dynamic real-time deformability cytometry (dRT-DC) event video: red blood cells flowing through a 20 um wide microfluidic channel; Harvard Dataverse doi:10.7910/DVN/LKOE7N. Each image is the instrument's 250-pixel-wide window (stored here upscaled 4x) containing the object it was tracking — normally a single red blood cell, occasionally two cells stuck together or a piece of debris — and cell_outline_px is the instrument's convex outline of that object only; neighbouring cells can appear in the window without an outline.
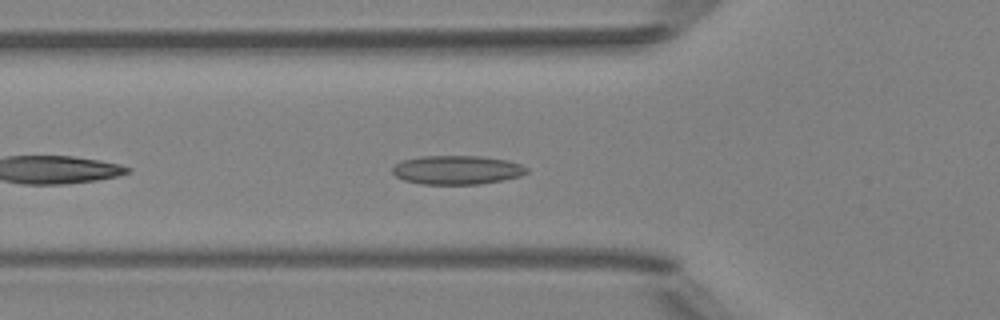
{"species": "Egyptian fruit bat (a non-hibernating species)", "species_latin": "Rousettus aegyptiacus", "temperature_condition": "room temperature", "stored_images_in_passage": 38, "camera_frame_rate_fps": 3000, "um_per_image_px": 0.085, "animal": {"sex": "female"}, "frame": {"image": 1, "passage_image": 5, "time_ms": 1.333, "image_size_px": [1000, 320], "cell_outline_px": [[528, 172], [520, 176], [480, 184], [420, 184], [404, 180], [396, 176], [392, 172], [392, 168], [396, 164], [404, 160], [420, 156], [484, 156], [508, 160], [520, 164], [528, 168]], "centroid_in_image_um": [38.85, 14.44], "position_along_channel_um": 87.0, "area_um2": 22.6}}
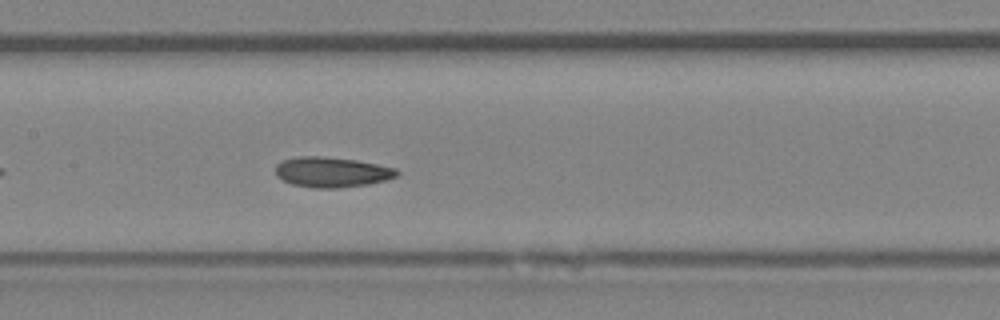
{"frame": {"image": 2, "passage_image": 12, "time_ms": 3.667, "image_size_px": [1000, 320], "cell_outline_px": [[400, 176], [368, 184], [336, 188], [312, 188], [292, 184], [276, 176], [276, 164], [284, 160], [296, 156], [320, 156], [356, 160], [396, 168], [400, 172]], "centroid_in_image_um": [28.21, 14.63], "position_along_channel_um": 179.2, "area_um2": 21.39}}
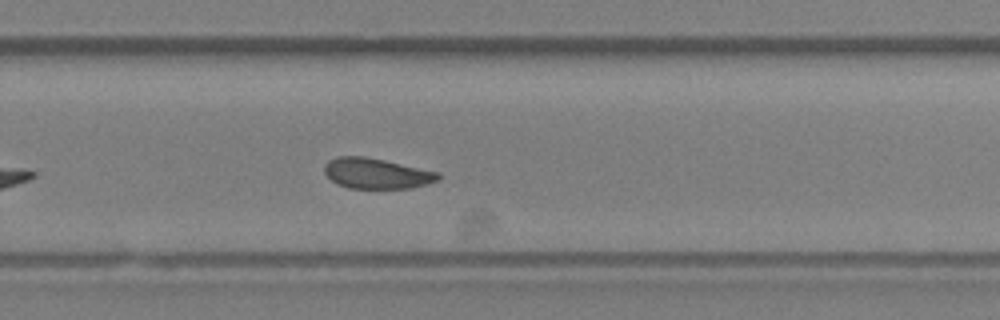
{"frame": {"image": 3, "passage_image": 21, "time_ms": 6.667, "image_size_px": [1000, 320], "cell_outline_px": [[440, 180], [428, 184], [412, 188], [348, 188], [336, 184], [324, 172], [324, 164], [328, 160], [336, 156], [364, 156], [384, 160], [440, 172]], "centroid_in_image_um": [32.01, 14.74], "position_along_channel_um": 297.8, "area_um2": 20.4}, "authors_computed_cell_mechanics": {"area_um2": 21.2126, "velocity_mm_per_s": 3.96, "shape_relaxation_time_tau1_ms": 6.0081, "shape_relaxation_time_tau2_ms": 2.966, "deformation_change_tau1": 0.1159, "deformation_change_tau2": 0.0757}}